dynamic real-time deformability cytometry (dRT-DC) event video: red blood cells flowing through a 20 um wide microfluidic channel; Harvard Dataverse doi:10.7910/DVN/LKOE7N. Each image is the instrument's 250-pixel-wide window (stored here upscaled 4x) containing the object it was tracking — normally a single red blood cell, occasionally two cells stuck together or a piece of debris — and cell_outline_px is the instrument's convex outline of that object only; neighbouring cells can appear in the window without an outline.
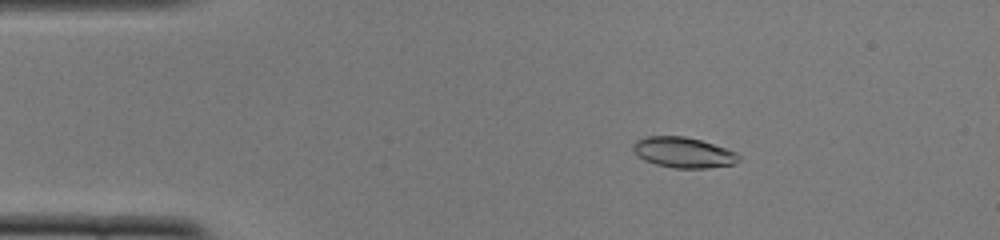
{"species": "common noctule bat (a hibernating species)", "species_latin": "Nyctalus noctula", "temperature_condition": "cold", "stored_images_in_passage": 51, "camera_frame_rate_fps": 3000, "um_per_image_px": 0.085, "animal": {"sex": "female", "body_mass_g": 22.0, "forearm_length_mm": 56.7}, "frame": {"image": 1, "passage_image": 8, "time_ms": 2.333, "image_size_px": [1000, 240], "cell_outline_px": [[740, 160], [732, 164], [708, 168], [672, 168], [656, 164], [644, 160], [632, 148], [632, 144], [636, 140], [644, 136], [684, 136], [700, 140], [728, 148], [736, 152], [740, 156]], "centroid_in_image_um": [58.1, 12.95], "position_along_channel_um": 26.9, "area_um2": 18.84}}
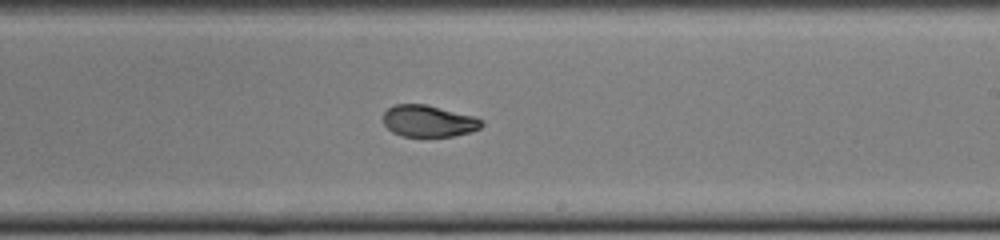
{"frame": {"image": 2, "passage_image": 30, "time_ms": 9.667, "image_size_px": [1000, 240], "cell_outline_px": [[484, 124], [480, 128], [472, 132], [452, 136], [400, 136], [392, 132], [384, 124], [384, 112], [388, 108], [396, 104], [424, 104], [472, 116], [484, 120]], "centroid_in_image_um": [36.43, 10.3], "position_along_channel_um": 252.6, "area_um2": 18.03}}
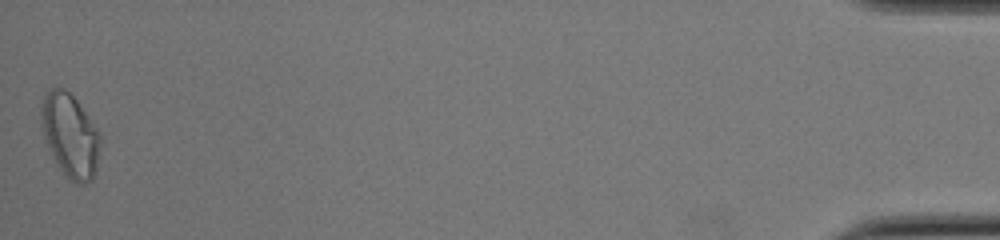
{"frame": {"image": 3, "passage_image": 51, "time_ms": 16.667, "image_size_px": [1000, 240], "cell_outline_px": [[100, 140], [96, 168], [92, 180], [84, 184], [76, 184], [60, 168], [44, 140], [40, 116], [40, 108], [44, 92], [52, 88], [64, 88], [76, 100], [96, 128], [100, 136]], "centroid_in_image_um": [5.93, 11.49], "position_along_channel_um": 429.3, "area_um2": 28.32}, "authors_computed_cell_mechanics": {"area_um2": 19.0162, "velocity_mm_per_s": 3.8617, "shape_relaxation_time_tau1_ms": 10.9907, "shape_relaxation_time_tau2_ms": 1.8723, "deformation_change_tau1": 0.2634, "deformation_change_tau2": 0.0596}}